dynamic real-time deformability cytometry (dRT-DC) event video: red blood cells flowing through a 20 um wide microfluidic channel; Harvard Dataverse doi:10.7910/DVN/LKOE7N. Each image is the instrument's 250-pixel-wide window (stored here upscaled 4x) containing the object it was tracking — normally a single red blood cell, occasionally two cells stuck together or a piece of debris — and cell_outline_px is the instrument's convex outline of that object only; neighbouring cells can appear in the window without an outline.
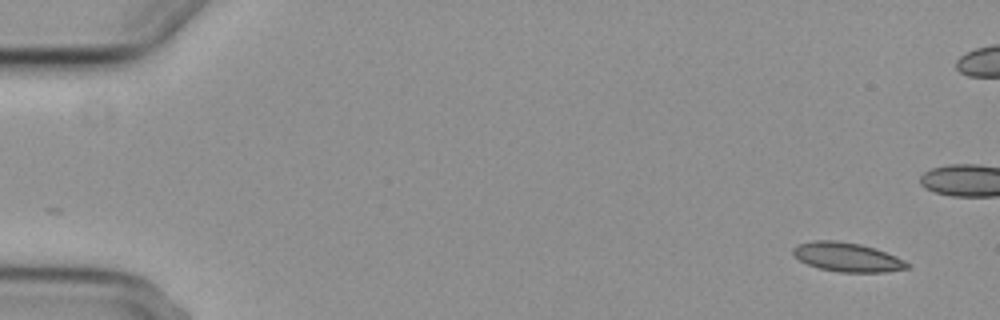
{"species": "common noctule bat (a hibernating species)", "species_latin": "Nyctalus noctula", "temperature_condition": "cold", "stored_images_in_passage": 5, "camera_frame_rate_fps": 3000, "um_per_image_px": 0.085, "animal": {"sex": "female", "body_mass_g": 29.2, "forearm_length_mm": 56.3}, "frame": {"image": 1, "passage_image": 1, "time_ms": 0.0, "image_size_px": [1000, 320], "cell_outline_px": [[912, 264], [908, 268], [884, 272], [840, 272], [820, 268], [808, 264], [800, 260], [792, 252], [792, 248], [796, 244], [812, 240], [836, 240], [860, 244], [876, 248], [896, 256]], "centroid_in_image_um": [72.02, 21.84], "position_along_channel_um": 13.0, "area_um2": 19.42}}